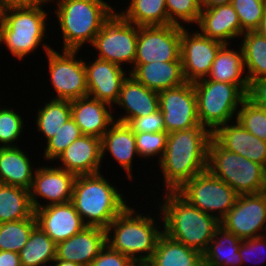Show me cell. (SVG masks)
<instances>
[{
  "label": "cell",
  "mask_w": 266,
  "mask_h": 266,
  "mask_svg": "<svg viewBox=\"0 0 266 266\" xmlns=\"http://www.w3.org/2000/svg\"><path fill=\"white\" fill-rule=\"evenodd\" d=\"M212 133L201 123L168 134L166 149L158 161L164 191H177L195 175L207 170Z\"/></svg>",
  "instance_id": "obj_1"
},
{
  "label": "cell",
  "mask_w": 266,
  "mask_h": 266,
  "mask_svg": "<svg viewBox=\"0 0 266 266\" xmlns=\"http://www.w3.org/2000/svg\"><path fill=\"white\" fill-rule=\"evenodd\" d=\"M162 196V203L157 206L161 215L155 218L163 221V233L203 255L220 222L189 204L176 191H164Z\"/></svg>",
  "instance_id": "obj_2"
},
{
  "label": "cell",
  "mask_w": 266,
  "mask_h": 266,
  "mask_svg": "<svg viewBox=\"0 0 266 266\" xmlns=\"http://www.w3.org/2000/svg\"><path fill=\"white\" fill-rule=\"evenodd\" d=\"M102 173L76 176L71 203L86 226L106 229L129 205Z\"/></svg>",
  "instance_id": "obj_3"
},
{
  "label": "cell",
  "mask_w": 266,
  "mask_h": 266,
  "mask_svg": "<svg viewBox=\"0 0 266 266\" xmlns=\"http://www.w3.org/2000/svg\"><path fill=\"white\" fill-rule=\"evenodd\" d=\"M144 214L137 213L128 205L106 228V243L136 264L147 263L151 259L163 234V227L155 223L159 219Z\"/></svg>",
  "instance_id": "obj_4"
},
{
  "label": "cell",
  "mask_w": 266,
  "mask_h": 266,
  "mask_svg": "<svg viewBox=\"0 0 266 266\" xmlns=\"http://www.w3.org/2000/svg\"><path fill=\"white\" fill-rule=\"evenodd\" d=\"M63 50H79L91 46L95 36L117 9L105 0H60L55 5Z\"/></svg>",
  "instance_id": "obj_5"
},
{
  "label": "cell",
  "mask_w": 266,
  "mask_h": 266,
  "mask_svg": "<svg viewBox=\"0 0 266 266\" xmlns=\"http://www.w3.org/2000/svg\"><path fill=\"white\" fill-rule=\"evenodd\" d=\"M40 4L30 8H12L2 11L5 22L3 44L13 57L23 60L41 45L45 52L52 47L44 43L47 35V10Z\"/></svg>",
  "instance_id": "obj_6"
},
{
  "label": "cell",
  "mask_w": 266,
  "mask_h": 266,
  "mask_svg": "<svg viewBox=\"0 0 266 266\" xmlns=\"http://www.w3.org/2000/svg\"><path fill=\"white\" fill-rule=\"evenodd\" d=\"M207 170L239 195L266 191V168L222 148L213 138L208 145Z\"/></svg>",
  "instance_id": "obj_7"
},
{
  "label": "cell",
  "mask_w": 266,
  "mask_h": 266,
  "mask_svg": "<svg viewBox=\"0 0 266 266\" xmlns=\"http://www.w3.org/2000/svg\"><path fill=\"white\" fill-rule=\"evenodd\" d=\"M193 86L199 122L211 133L231 120H236L237 112L247 98V95L232 83L204 78L194 82Z\"/></svg>",
  "instance_id": "obj_8"
},
{
  "label": "cell",
  "mask_w": 266,
  "mask_h": 266,
  "mask_svg": "<svg viewBox=\"0 0 266 266\" xmlns=\"http://www.w3.org/2000/svg\"><path fill=\"white\" fill-rule=\"evenodd\" d=\"M176 192L189 204L210 214L219 222L239 197V194L228 184L212 175L208 170L195 175Z\"/></svg>",
  "instance_id": "obj_9"
},
{
  "label": "cell",
  "mask_w": 266,
  "mask_h": 266,
  "mask_svg": "<svg viewBox=\"0 0 266 266\" xmlns=\"http://www.w3.org/2000/svg\"><path fill=\"white\" fill-rule=\"evenodd\" d=\"M61 52L62 54L52 48L44 53L47 57L49 81L56 93L52 99L71 101L88 96L86 69L84 59L77 55L79 50Z\"/></svg>",
  "instance_id": "obj_10"
},
{
  "label": "cell",
  "mask_w": 266,
  "mask_h": 266,
  "mask_svg": "<svg viewBox=\"0 0 266 266\" xmlns=\"http://www.w3.org/2000/svg\"><path fill=\"white\" fill-rule=\"evenodd\" d=\"M138 26L124 20L117 12L103 25L95 36L93 47L96 58L120 66H134L137 49ZM125 62V63H124Z\"/></svg>",
  "instance_id": "obj_11"
},
{
  "label": "cell",
  "mask_w": 266,
  "mask_h": 266,
  "mask_svg": "<svg viewBox=\"0 0 266 266\" xmlns=\"http://www.w3.org/2000/svg\"><path fill=\"white\" fill-rule=\"evenodd\" d=\"M181 26L138 27L134 64L177 61L180 58Z\"/></svg>",
  "instance_id": "obj_12"
},
{
  "label": "cell",
  "mask_w": 266,
  "mask_h": 266,
  "mask_svg": "<svg viewBox=\"0 0 266 266\" xmlns=\"http://www.w3.org/2000/svg\"><path fill=\"white\" fill-rule=\"evenodd\" d=\"M220 226L240 240L266 235V191L239 195L234 206L220 221Z\"/></svg>",
  "instance_id": "obj_13"
},
{
  "label": "cell",
  "mask_w": 266,
  "mask_h": 266,
  "mask_svg": "<svg viewBox=\"0 0 266 266\" xmlns=\"http://www.w3.org/2000/svg\"><path fill=\"white\" fill-rule=\"evenodd\" d=\"M189 30L181 26L180 57L186 82L194 83L208 76L223 43L202 35L198 29L191 34Z\"/></svg>",
  "instance_id": "obj_14"
},
{
  "label": "cell",
  "mask_w": 266,
  "mask_h": 266,
  "mask_svg": "<svg viewBox=\"0 0 266 266\" xmlns=\"http://www.w3.org/2000/svg\"><path fill=\"white\" fill-rule=\"evenodd\" d=\"M159 110L164 117V126L169 134L199 124L197 98L193 83L185 82L178 87L158 92Z\"/></svg>",
  "instance_id": "obj_15"
},
{
  "label": "cell",
  "mask_w": 266,
  "mask_h": 266,
  "mask_svg": "<svg viewBox=\"0 0 266 266\" xmlns=\"http://www.w3.org/2000/svg\"><path fill=\"white\" fill-rule=\"evenodd\" d=\"M75 178L74 174L58 168L55 164L37 167L30 189V201L33 209L71 201ZM38 199L40 201L45 199V203L42 204Z\"/></svg>",
  "instance_id": "obj_16"
},
{
  "label": "cell",
  "mask_w": 266,
  "mask_h": 266,
  "mask_svg": "<svg viewBox=\"0 0 266 266\" xmlns=\"http://www.w3.org/2000/svg\"><path fill=\"white\" fill-rule=\"evenodd\" d=\"M94 59L89 63L84 61L88 96L113 106L119 99L122 83L129 73L118 64Z\"/></svg>",
  "instance_id": "obj_17"
},
{
  "label": "cell",
  "mask_w": 266,
  "mask_h": 266,
  "mask_svg": "<svg viewBox=\"0 0 266 266\" xmlns=\"http://www.w3.org/2000/svg\"><path fill=\"white\" fill-rule=\"evenodd\" d=\"M39 226L56 244L78 234L86 225L71 201L34 210Z\"/></svg>",
  "instance_id": "obj_18"
},
{
  "label": "cell",
  "mask_w": 266,
  "mask_h": 266,
  "mask_svg": "<svg viewBox=\"0 0 266 266\" xmlns=\"http://www.w3.org/2000/svg\"><path fill=\"white\" fill-rule=\"evenodd\" d=\"M56 162H61L58 168L67 170L75 176L100 173L101 139L94 136H80L65 149Z\"/></svg>",
  "instance_id": "obj_19"
},
{
  "label": "cell",
  "mask_w": 266,
  "mask_h": 266,
  "mask_svg": "<svg viewBox=\"0 0 266 266\" xmlns=\"http://www.w3.org/2000/svg\"><path fill=\"white\" fill-rule=\"evenodd\" d=\"M106 235V229L86 226L78 234L56 244L55 260L88 266L107 244Z\"/></svg>",
  "instance_id": "obj_20"
},
{
  "label": "cell",
  "mask_w": 266,
  "mask_h": 266,
  "mask_svg": "<svg viewBox=\"0 0 266 266\" xmlns=\"http://www.w3.org/2000/svg\"><path fill=\"white\" fill-rule=\"evenodd\" d=\"M212 138L222 148L266 168V142L248 132L237 120L217 128Z\"/></svg>",
  "instance_id": "obj_21"
},
{
  "label": "cell",
  "mask_w": 266,
  "mask_h": 266,
  "mask_svg": "<svg viewBox=\"0 0 266 266\" xmlns=\"http://www.w3.org/2000/svg\"><path fill=\"white\" fill-rule=\"evenodd\" d=\"M112 106L90 96L71 100V117L80 128L82 135L102 139L115 122Z\"/></svg>",
  "instance_id": "obj_22"
},
{
  "label": "cell",
  "mask_w": 266,
  "mask_h": 266,
  "mask_svg": "<svg viewBox=\"0 0 266 266\" xmlns=\"http://www.w3.org/2000/svg\"><path fill=\"white\" fill-rule=\"evenodd\" d=\"M124 110V115L114 119L128 124L133 118L147 116L159 110V94L137 82L131 75L123 81L119 99L116 103ZM124 108V109H123ZM123 115V116H122Z\"/></svg>",
  "instance_id": "obj_23"
},
{
  "label": "cell",
  "mask_w": 266,
  "mask_h": 266,
  "mask_svg": "<svg viewBox=\"0 0 266 266\" xmlns=\"http://www.w3.org/2000/svg\"><path fill=\"white\" fill-rule=\"evenodd\" d=\"M197 26L202 35L223 44L241 38L238 14L231 4L202 9Z\"/></svg>",
  "instance_id": "obj_24"
},
{
  "label": "cell",
  "mask_w": 266,
  "mask_h": 266,
  "mask_svg": "<svg viewBox=\"0 0 266 266\" xmlns=\"http://www.w3.org/2000/svg\"><path fill=\"white\" fill-rule=\"evenodd\" d=\"M128 72L137 82L157 92L178 87L186 82L181 57L177 61L134 64Z\"/></svg>",
  "instance_id": "obj_25"
},
{
  "label": "cell",
  "mask_w": 266,
  "mask_h": 266,
  "mask_svg": "<svg viewBox=\"0 0 266 266\" xmlns=\"http://www.w3.org/2000/svg\"><path fill=\"white\" fill-rule=\"evenodd\" d=\"M101 151L102 161L106 152H109V155L126 171V178L133 179L132 160L135 156L139 158V155L136 150L134 132L127 124L115 121L110 126L101 139Z\"/></svg>",
  "instance_id": "obj_26"
},
{
  "label": "cell",
  "mask_w": 266,
  "mask_h": 266,
  "mask_svg": "<svg viewBox=\"0 0 266 266\" xmlns=\"http://www.w3.org/2000/svg\"><path fill=\"white\" fill-rule=\"evenodd\" d=\"M229 46L230 44H223L220 47L206 78L216 82L235 84L247 95L249 81L244 66L243 51L240 44L239 51L238 48L234 50Z\"/></svg>",
  "instance_id": "obj_27"
},
{
  "label": "cell",
  "mask_w": 266,
  "mask_h": 266,
  "mask_svg": "<svg viewBox=\"0 0 266 266\" xmlns=\"http://www.w3.org/2000/svg\"><path fill=\"white\" fill-rule=\"evenodd\" d=\"M18 147H0V183L30 191L36 167Z\"/></svg>",
  "instance_id": "obj_28"
},
{
  "label": "cell",
  "mask_w": 266,
  "mask_h": 266,
  "mask_svg": "<svg viewBox=\"0 0 266 266\" xmlns=\"http://www.w3.org/2000/svg\"><path fill=\"white\" fill-rule=\"evenodd\" d=\"M203 262V255L183 243L162 234L156 245L149 266H199Z\"/></svg>",
  "instance_id": "obj_29"
},
{
  "label": "cell",
  "mask_w": 266,
  "mask_h": 266,
  "mask_svg": "<svg viewBox=\"0 0 266 266\" xmlns=\"http://www.w3.org/2000/svg\"><path fill=\"white\" fill-rule=\"evenodd\" d=\"M240 245L236 235L219 226L203 254V261L211 266H242Z\"/></svg>",
  "instance_id": "obj_30"
},
{
  "label": "cell",
  "mask_w": 266,
  "mask_h": 266,
  "mask_svg": "<svg viewBox=\"0 0 266 266\" xmlns=\"http://www.w3.org/2000/svg\"><path fill=\"white\" fill-rule=\"evenodd\" d=\"M124 8L126 9H121L117 13L138 27L168 25L165 0H129L128 6Z\"/></svg>",
  "instance_id": "obj_31"
},
{
  "label": "cell",
  "mask_w": 266,
  "mask_h": 266,
  "mask_svg": "<svg viewBox=\"0 0 266 266\" xmlns=\"http://www.w3.org/2000/svg\"><path fill=\"white\" fill-rule=\"evenodd\" d=\"M33 214L30 191L0 183V223L27 219Z\"/></svg>",
  "instance_id": "obj_32"
},
{
  "label": "cell",
  "mask_w": 266,
  "mask_h": 266,
  "mask_svg": "<svg viewBox=\"0 0 266 266\" xmlns=\"http://www.w3.org/2000/svg\"><path fill=\"white\" fill-rule=\"evenodd\" d=\"M55 256L56 243L36 225L19 251L21 266H44L54 262Z\"/></svg>",
  "instance_id": "obj_33"
},
{
  "label": "cell",
  "mask_w": 266,
  "mask_h": 266,
  "mask_svg": "<svg viewBox=\"0 0 266 266\" xmlns=\"http://www.w3.org/2000/svg\"><path fill=\"white\" fill-rule=\"evenodd\" d=\"M48 101L43 103V107H39L34 122L36 130L44 135L45 141L54 137L62 125L71 118V101L52 98Z\"/></svg>",
  "instance_id": "obj_34"
},
{
  "label": "cell",
  "mask_w": 266,
  "mask_h": 266,
  "mask_svg": "<svg viewBox=\"0 0 266 266\" xmlns=\"http://www.w3.org/2000/svg\"><path fill=\"white\" fill-rule=\"evenodd\" d=\"M240 44L249 83L266 77V38L256 31H247Z\"/></svg>",
  "instance_id": "obj_35"
},
{
  "label": "cell",
  "mask_w": 266,
  "mask_h": 266,
  "mask_svg": "<svg viewBox=\"0 0 266 266\" xmlns=\"http://www.w3.org/2000/svg\"><path fill=\"white\" fill-rule=\"evenodd\" d=\"M36 225L34 214L27 219L0 223V250L19 253Z\"/></svg>",
  "instance_id": "obj_36"
},
{
  "label": "cell",
  "mask_w": 266,
  "mask_h": 266,
  "mask_svg": "<svg viewBox=\"0 0 266 266\" xmlns=\"http://www.w3.org/2000/svg\"><path fill=\"white\" fill-rule=\"evenodd\" d=\"M80 136H82L80 128L72 117L69 118L57 134L45 142L44 158L48 161L47 163L51 160L55 161Z\"/></svg>",
  "instance_id": "obj_37"
},
{
  "label": "cell",
  "mask_w": 266,
  "mask_h": 266,
  "mask_svg": "<svg viewBox=\"0 0 266 266\" xmlns=\"http://www.w3.org/2000/svg\"><path fill=\"white\" fill-rule=\"evenodd\" d=\"M236 120L251 134L266 142V110L247 98L237 112Z\"/></svg>",
  "instance_id": "obj_38"
},
{
  "label": "cell",
  "mask_w": 266,
  "mask_h": 266,
  "mask_svg": "<svg viewBox=\"0 0 266 266\" xmlns=\"http://www.w3.org/2000/svg\"><path fill=\"white\" fill-rule=\"evenodd\" d=\"M168 24L182 26L197 24L201 14V0H165ZM181 20V21H180ZM184 23V24H183Z\"/></svg>",
  "instance_id": "obj_39"
},
{
  "label": "cell",
  "mask_w": 266,
  "mask_h": 266,
  "mask_svg": "<svg viewBox=\"0 0 266 266\" xmlns=\"http://www.w3.org/2000/svg\"><path fill=\"white\" fill-rule=\"evenodd\" d=\"M238 14L241 36L247 31H256L266 9V0H232Z\"/></svg>",
  "instance_id": "obj_40"
},
{
  "label": "cell",
  "mask_w": 266,
  "mask_h": 266,
  "mask_svg": "<svg viewBox=\"0 0 266 266\" xmlns=\"http://www.w3.org/2000/svg\"><path fill=\"white\" fill-rule=\"evenodd\" d=\"M22 114L12 108L0 106V147H17L18 139L24 132L25 124Z\"/></svg>",
  "instance_id": "obj_41"
},
{
  "label": "cell",
  "mask_w": 266,
  "mask_h": 266,
  "mask_svg": "<svg viewBox=\"0 0 266 266\" xmlns=\"http://www.w3.org/2000/svg\"><path fill=\"white\" fill-rule=\"evenodd\" d=\"M136 150L139 157L149 159L152 157L161 160L166 149L168 133L166 131L156 133H134Z\"/></svg>",
  "instance_id": "obj_42"
},
{
  "label": "cell",
  "mask_w": 266,
  "mask_h": 266,
  "mask_svg": "<svg viewBox=\"0 0 266 266\" xmlns=\"http://www.w3.org/2000/svg\"><path fill=\"white\" fill-rule=\"evenodd\" d=\"M127 125L134 133H156L166 131L164 117L160 110L148 114L147 116L133 118Z\"/></svg>",
  "instance_id": "obj_43"
},
{
  "label": "cell",
  "mask_w": 266,
  "mask_h": 266,
  "mask_svg": "<svg viewBox=\"0 0 266 266\" xmlns=\"http://www.w3.org/2000/svg\"><path fill=\"white\" fill-rule=\"evenodd\" d=\"M265 253H266V235L254 237L251 239L241 240L239 254H240L243 265H244V263L248 262L250 259H251L250 261H252L255 258H256L255 261H258V260L261 261V259H263V261H264L265 260L264 258H266ZM255 255H257L258 257ZM253 256H254V258H253Z\"/></svg>",
  "instance_id": "obj_44"
},
{
  "label": "cell",
  "mask_w": 266,
  "mask_h": 266,
  "mask_svg": "<svg viewBox=\"0 0 266 266\" xmlns=\"http://www.w3.org/2000/svg\"><path fill=\"white\" fill-rule=\"evenodd\" d=\"M136 263L128 256L117 252L106 244L99 255L88 266H135Z\"/></svg>",
  "instance_id": "obj_45"
},
{
  "label": "cell",
  "mask_w": 266,
  "mask_h": 266,
  "mask_svg": "<svg viewBox=\"0 0 266 266\" xmlns=\"http://www.w3.org/2000/svg\"><path fill=\"white\" fill-rule=\"evenodd\" d=\"M247 99L257 107L266 110V77L252 80L249 83Z\"/></svg>",
  "instance_id": "obj_46"
},
{
  "label": "cell",
  "mask_w": 266,
  "mask_h": 266,
  "mask_svg": "<svg viewBox=\"0 0 266 266\" xmlns=\"http://www.w3.org/2000/svg\"><path fill=\"white\" fill-rule=\"evenodd\" d=\"M40 5L37 0H0V9L30 8Z\"/></svg>",
  "instance_id": "obj_47"
},
{
  "label": "cell",
  "mask_w": 266,
  "mask_h": 266,
  "mask_svg": "<svg viewBox=\"0 0 266 266\" xmlns=\"http://www.w3.org/2000/svg\"><path fill=\"white\" fill-rule=\"evenodd\" d=\"M0 266H21L19 253L0 250Z\"/></svg>",
  "instance_id": "obj_48"
},
{
  "label": "cell",
  "mask_w": 266,
  "mask_h": 266,
  "mask_svg": "<svg viewBox=\"0 0 266 266\" xmlns=\"http://www.w3.org/2000/svg\"><path fill=\"white\" fill-rule=\"evenodd\" d=\"M232 0H201V9L212 8L218 5L231 4Z\"/></svg>",
  "instance_id": "obj_49"
},
{
  "label": "cell",
  "mask_w": 266,
  "mask_h": 266,
  "mask_svg": "<svg viewBox=\"0 0 266 266\" xmlns=\"http://www.w3.org/2000/svg\"><path fill=\"white\" fill-rule=\"evenodd\" d=\"M256 32L266 38V9Z\"/></svg>",
  "instance_id": "obj_50"
},
{
  "label": "cell",
  "mask_w": 266,
  "mask_h": 266,
  "mask_svg": "<svg viewBox=\"0 0 266 266\" xmlns=\"http://www.w3.org/2000/svg\"><path fill=\"white\" fill-rule=\"evenodd\" d=\"M53 266H81L77 263L74 262H68V261H64V260H54Z\"/></svg>",
  "instance_id": "obj_51"
},
{
  "label": "cell",
  "mask_w": 266,
  "mask_h": 266,
  "mask_svg": "<svg viewBox=\"0 0 266 266\" xmlns=\"http://www.w3.org/2000/svg\"><path fill=\"white\" fill-rule=\"evenodd\" d=\"M4 27H5V22H4L2 15H1L0 16V45L3 44Z\"/></svg>",
  "instance_id": "obj_52"
},
{
  "label": "cell",
  "mask_w": 266,
  "mask_h": 266,
  "mask_svg": "<svg viewBox=\"0 0 266 266\" xmlns=\"http://www.w3.org/2000/svg\"><path fill=\"white\" fill-rule=\"evenodd\" d=\"M40 4H43V5H45V4H47V5H49L48 3H52V1H54V0H37ZM51 1V2H50ZM58 1H60V0H55V2L57 3Z\"/></svg>",
  "instance_id": "obj_53"
},
{
  "label": "cell",
  "mask_w": 266,
  "mask_h": 266,
  "mask_svg": "<svg viewBox=\"0 0 266 266\" xmlns=\"http://www.w3.org/2000/svg\"><path fill=\"white\" fill-rule=\"evenodd\" d=\"M199 266H211V265H209V264H207V263H205V262L203 261Z\"/></svg>",
  "instance_id": "obj_54"
},
{
  "label": "cell",
  "mask_w": 266,
  "mask_h": 266,
  "mask_svg": "<svg viewBox=\"0 0 266 266\" xmlns=\"http://www.w3.org/2000/svg\"><path fill=\"white\" fill-rule=\"evenodd\" d=\"M135 266H149L147 263H143V264H136Z\"/></svg>",
  "instance_id": "obj_55"
}]
</instances>
